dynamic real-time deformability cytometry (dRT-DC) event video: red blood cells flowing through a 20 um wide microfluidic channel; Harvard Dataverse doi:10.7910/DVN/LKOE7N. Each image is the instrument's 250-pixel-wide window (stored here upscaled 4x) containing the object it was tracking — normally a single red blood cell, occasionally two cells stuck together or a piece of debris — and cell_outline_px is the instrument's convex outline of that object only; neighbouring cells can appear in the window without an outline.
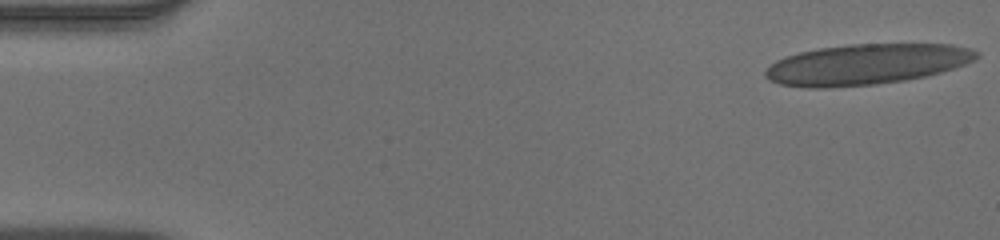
{"species": "human", "species_latin": "Homo sapiens", "temperature_condition": "warm", "stored_images_in_passage": 52, "camera_frame_rate_fps": 3000, "um_per_image_px": 0.085, "donor": {"sex": "male"}, "frame": {"image": 1, "passage_image": 1, "time_ms": 0.0, "image_size_px": [1000, 240], "cell_outline_px": [[980, 56], [976, 60], [940, 72], [924, 76], [904, 80], [876, 84], [828, 88], [808, 88], [780, 84], [768, 80], [764, 76], [764, 72], [776, 60], [784, 56], [800, 52], [820, 48], [848, 44], [952, 44], [968, 48], [980, 52]], "centroid_in_image_um": [73.62, 5.47], "position_along_channel_um": 11.4, "area_um2": 50.0}}
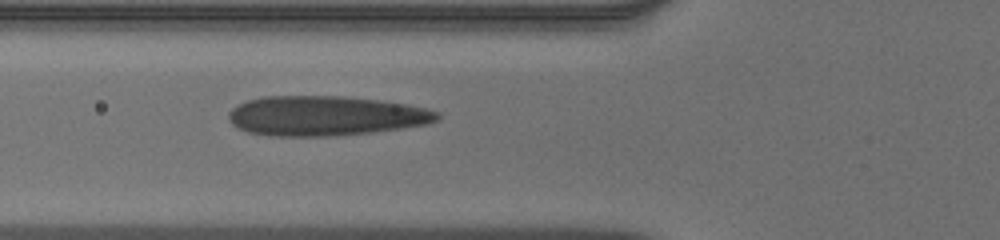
{"frame": {"image": 2, "passage_image": 19, "time_ms": 6.0, "image_size_px": [1000, 240], "cell_outline_px": [[440, 120], [428, 124], [404, 128], [372, 132], [336, 136], [268, 136], [248, 132], [232, 124], [228, 120], [228, 112], [232, 108], [248, 100], [264, 96], [344, 96], [380, 100], [408, 104], [440, 112]], "centroid_in_image_um": [27.69, 9.85], "position_along_channel_um": 98.1, "area_um2": 48.73}}
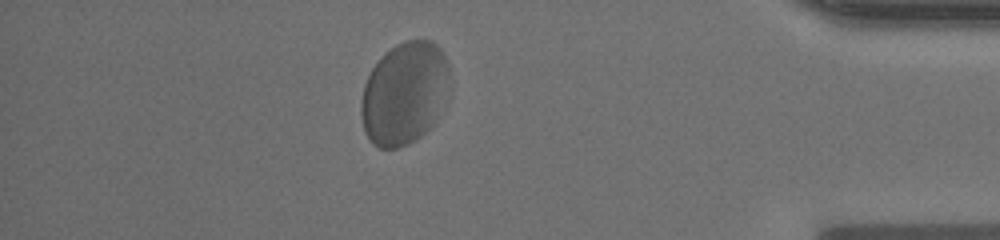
{"frame": {"image": 3, "passage_image": 46, "time_ms": 15.0, "image_size_px": [1000, 240], "cell_outline_px": [[452, 96], [436, 124], [420, 136], [408, 144], [400, 148], [380, 148], [372, 144], [364, 132], [360, 112], [360, 100], [364, 84], [372, 68], [380, 56], [384, 52], [396, 44], [404, 40], [432, 40], [440, 48], [448, 64], [452, 88]], "centroid_in_image_um": [34.44, 7.95], "position_along_channel_um": 400.8, "area_um2": 54.79}, "authors_computed_cell_mechanics": {"area_um2": 49.5057, "velocity_mm_per_s": 3.7843, "shape_relaxation_time_tau1_ms": 8.5183, "shape_relaxation_time_tau2_ms": null, "deformation_change_tau1": 0.2094, "deformation_change_tau2": null}}